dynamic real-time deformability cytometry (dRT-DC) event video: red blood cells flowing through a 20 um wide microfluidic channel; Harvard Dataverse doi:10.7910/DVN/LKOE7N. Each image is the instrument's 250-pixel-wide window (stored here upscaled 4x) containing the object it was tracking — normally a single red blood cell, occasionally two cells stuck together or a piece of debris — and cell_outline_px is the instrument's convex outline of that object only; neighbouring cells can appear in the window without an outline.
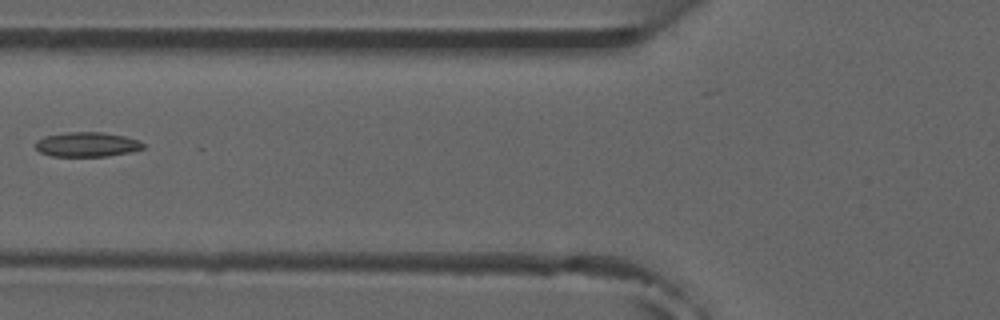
{"species": "common noctule bat (a hibernating species)", "species_latin": "Nyctalus noctula", "temperature_condition": "room temperature", "stored_images_in_passage": 4, "camera_frame_rate_fps": 3000, "um_per_image_px": 0.085, "animal": {"sex": "male", "forearm_length_mm": 52.5}, "frame": {"image": 1, "passage_image": 2, "time_ms": 1.333, "image_size_px": [1000, 320], "cell_outline_px": [[144, 148], [128, 152], [108, 156], [52, 156], [40, 152], [36, 148], [36, 140], [44, 136], [68, 132], [100, 132], [124, 136], [140, 140], [144, 144]], "centroid_in_image_um": [7.39, 12.27], "position_along_channel_um": 118.4, "area_um2": 15.37}}
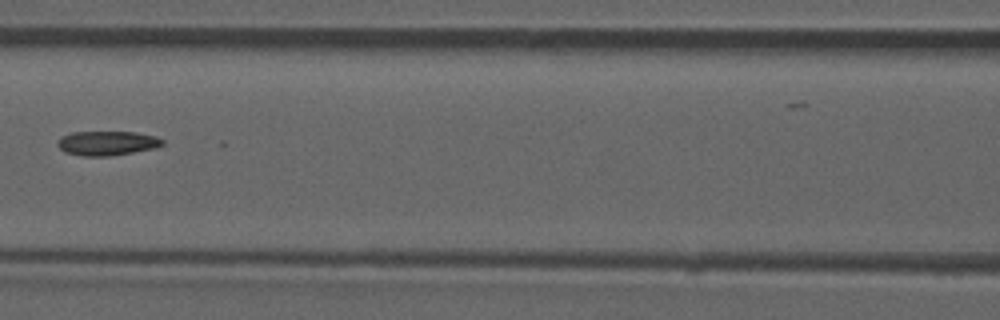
{"frame": {"image": 2, "passage_image": 3, "time_ms": 2.333, "image_size_px": [1000, 320], "cell_outline_px": [[164, 144], [152, 148], [132, 152], [108, 156], [80, 156], [64, 152], [56, 144], [56, 140], [60, 136], [72, 132], [136, 132], [156, 136], [164, 140]], "centroid_in_image_um": [9.04, 12.16], "position_along_channel_um": 157.6, "area_um2": 14.97}}